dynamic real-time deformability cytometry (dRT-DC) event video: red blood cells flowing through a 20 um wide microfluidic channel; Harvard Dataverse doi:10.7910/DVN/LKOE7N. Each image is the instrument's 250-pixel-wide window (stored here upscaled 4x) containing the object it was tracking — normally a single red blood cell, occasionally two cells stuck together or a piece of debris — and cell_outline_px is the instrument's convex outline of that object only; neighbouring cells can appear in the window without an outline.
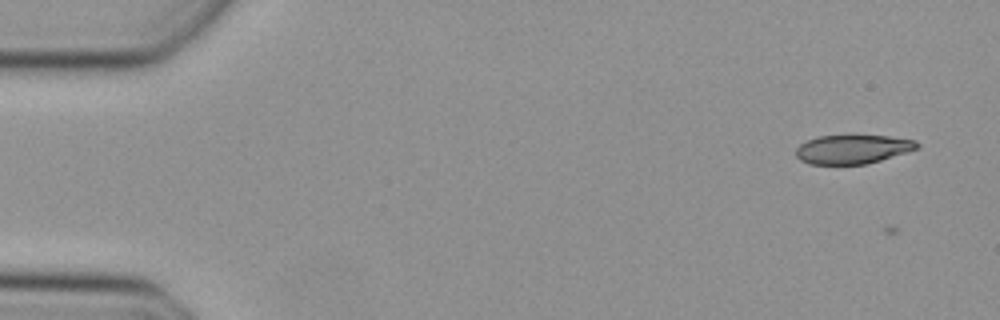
{"species": "Egyptian fruit bat (a non-hibernating species)", "species_latin": "Rousettus aegyptiacus", "temperature_condition": "cold", "stored_images_in_passage": 3, "camera_frame_rate_fps": 3000, "um_per_image_px": 0.085, "animal": {"sex": "female"}, "frame": {"image": 1, "passage_image": 2, "time_ms": 0.333, "image_size_px": [1000, 320], "cell_outline_px": [[920, 148], [908, 152], [868, 164], [808, 164], [800, 160], [796, 156], [796, 148], [800, 144], [816, 136], [888, 136], [916, 140], [920, 144]], "centroid_in_image_um": [72.5, 12.69], "position_along_channel_um": 12.5, "area_um2": 20.52}}